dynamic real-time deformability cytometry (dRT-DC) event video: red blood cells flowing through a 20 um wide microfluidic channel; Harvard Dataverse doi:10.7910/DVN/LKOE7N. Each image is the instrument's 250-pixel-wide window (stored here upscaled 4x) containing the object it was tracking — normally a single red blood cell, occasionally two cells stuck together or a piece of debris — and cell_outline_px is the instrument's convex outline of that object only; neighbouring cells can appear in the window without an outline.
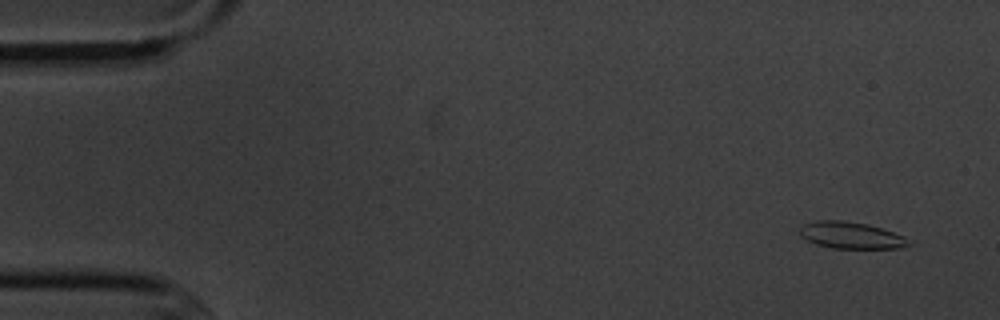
{"species": "common noctule bat (a hibernating species)", "species_latin": "Nyctalus noctula", "temperature_condition": "cold", "stored_images_in_passage": 4, "camera_frame_rate_fps": 3000, "um_per_image_px": 0.085, "animal": {"sex": "male", "body_mass_g": 20.1, "forearm_length_mm": 53.5}, "frame": {"image": 1, "passage_image": 1, "time_ms": 0.0, "image_size_px": [1000, 320], "cell_outline_px": [[912, 244], [900, 248], [832, 248], [816, 244], [800, 236], [800, 228], [804, 224], [816, 220], [840, 220], [868, 224], [904, 236]], "centroid_in_image_um": [72.32, 20.0], "position_along_channel_um": 12.7, "area_um2": 16.82}}